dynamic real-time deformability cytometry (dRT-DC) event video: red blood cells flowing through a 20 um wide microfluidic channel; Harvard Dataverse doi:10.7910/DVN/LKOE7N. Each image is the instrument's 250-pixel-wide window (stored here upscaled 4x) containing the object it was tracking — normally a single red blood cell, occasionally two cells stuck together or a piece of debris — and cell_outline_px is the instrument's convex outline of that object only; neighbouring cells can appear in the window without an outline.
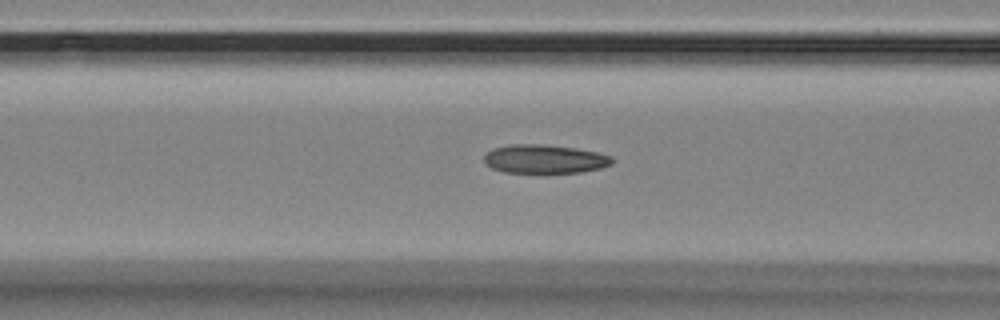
{"species": "Egyptian fruit bat (a non-hibernating species)", "species_latin": "Rousettus aegyptiacus", "temperature_condition": "room temperature", "stored_images_in_passage": 40, "camera_frame_rate_fps": 3000, "um_per_image_px": 0.085, "animal": {"sex": "female"}, "frame": {"image": 1, "passage_image": 6, "time_ms": 1.667, "image_size_px": [1000, 320], "cell_outline_px": [[612, 164], [600, 168], [580, 172], [504, 172], [492, 168], [484, 160], [484, 156], [492, 148], [512, 144], [540, 144], [576, 148], [596, 152], [612, 156]], "centroid_in_image_um": [46.29, 13.5], "position_along_channel_um": 120.3, "area_um2": 21.15}}
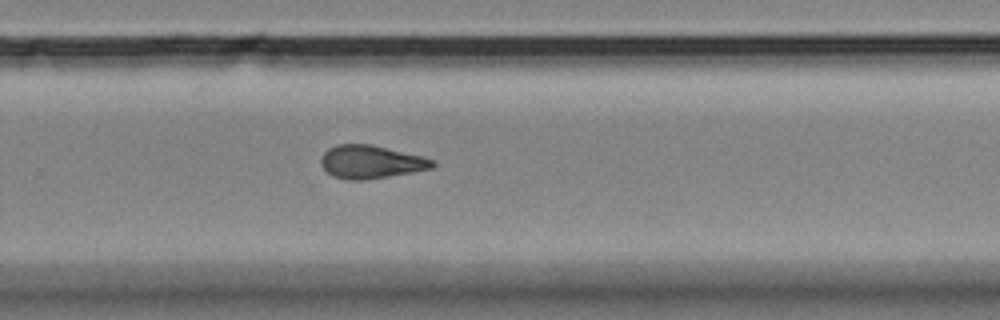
{"frame": {"image": 2, "passage_image": 21, "time_ms": 6.667, "image_size_px": [1000, 320], "cell_outline_px": [[436, 164], [432, 168], [412, 172], [364, 180], [348, 180], [332, 176], [320, 164], [320, 156], [328, 148], [336, 144], [372, 144], [436, 160]], "centroid_in_image_um": [31.49, 13.75], "position_along_channel_um": 298.3, "area_um2": 21.56}}
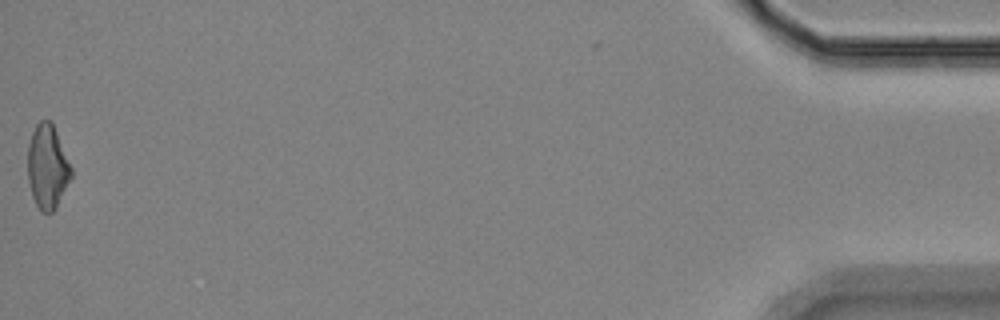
{"frame": {"image": 3, "passage_image": 40, "time_ms": 13.0, "image_size_px": [1000, 320], "cell_outline_px": [[72, 176], [52, 212], [44, 212], [36, 204], [32, 196], [28, 180], [28, 144], [32, 132], [36, 124], [40, 120], [48, 120], [52, 124], [56, 132], [72, 168]], "centroid_in_image_um": [4.01, 14.15], "position_along_channel_um": 431.2, "area_um2": 20.81}, "authors_computed_cell_mechanics": {"area_um2": 21.097, "velocity_mm_per_s": 3.5639, "shape_relaxation_time_tau1_ms": null, "shape_relaxation_time_tau2_ms": 3.6972, "deformation_change_tau1": null, "deformation_change_tau2": 0.1217}}